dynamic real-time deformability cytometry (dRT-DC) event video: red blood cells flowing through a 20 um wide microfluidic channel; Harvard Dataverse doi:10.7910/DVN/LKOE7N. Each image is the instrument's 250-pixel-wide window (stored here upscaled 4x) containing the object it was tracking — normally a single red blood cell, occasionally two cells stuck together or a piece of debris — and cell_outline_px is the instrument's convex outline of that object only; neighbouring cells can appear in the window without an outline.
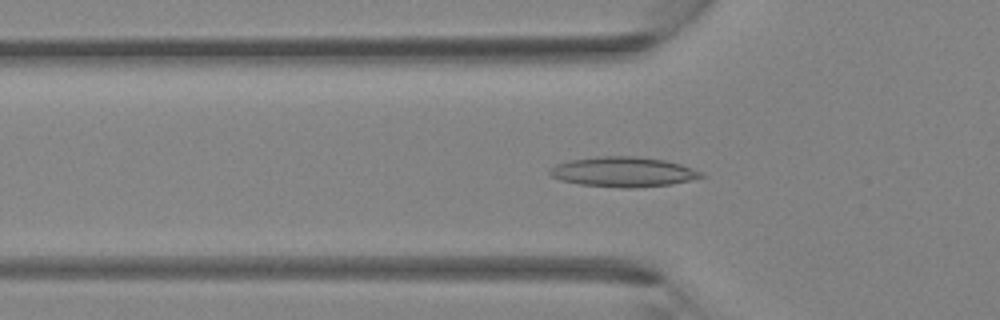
{"species": "Egyptian fruit bat (a non-hibernating species)", "species_latin": "Rousettus aegyptiacus", "temperature_condition": "room temperature", "stored_images_in_passage": 37, "camera_frame_rate_fps": 3000, "um_per_image_px": 0.085, "animal": {"sex": "female"}, "frame": {"image": 1, "passage_image": 10, "time_ms": 3.0, "image_size_px": [1000, 320], "cell_outline_px": [[704, 176], [672, 184], [632, 188], [620, 188], [580, 184], [560, 180], [552, 176], [548, 172], [556, 164], [568, 160], [600, 156], [636, 156], [664, 160], [680, 164], [692, 168], [700, 172]], "centroid_in_image_um": [52.94, 14.61], "position_along_channel_um": 72.9, "area_um2": 26.24}}
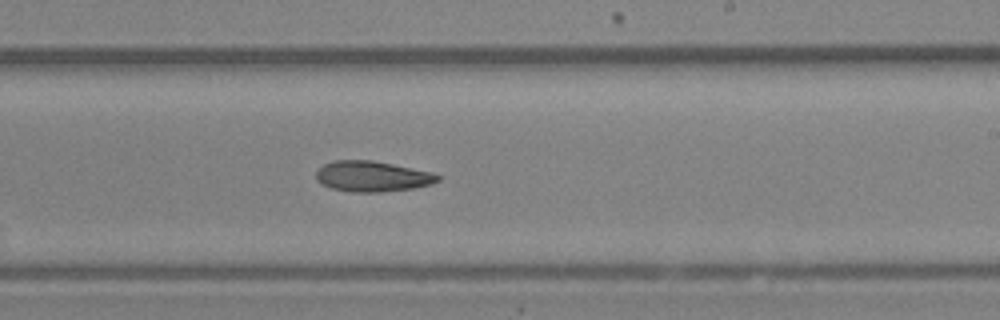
{"frame": {"image": 2, "passage_image": 21, "time_ms": 6.667, "image_size_px": [1000, 320], "cell_outline_px": [[440, 180], [432, 184], [412, 188], [380, 192], [352, 192], [332, 188], [320, 184], [316, 180], [316, 172], [324, 164], [332, 160], [372, 160], [432, 172], [440, 176]], "centroid_in_image_um": [31.62, 14.99], "position_along_channel_um": 257.4, "area_um2": 21.68}}
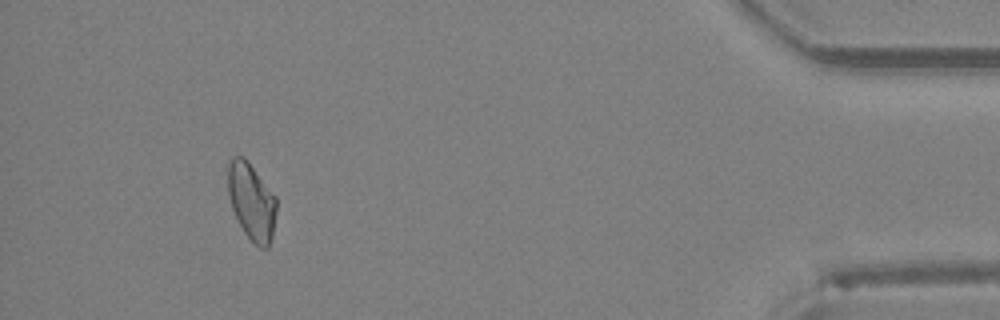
{"frame": {"image": 3, "passage_image": 34, "time_ms": 11.0, "image_size_px": [1000, 320], "cell_outline_px": [[276, 212], [272, 236], [268, 248], [260, 248], [244, 232], [232, 208], [228, 192], [228, 164], [232, 156], [244, 156], [248, 160], [276, 196]], "centroid_in_image_um": [21.39, 17.09], "position_along_channel_um": 413.8, "area_um2": 21.68}}